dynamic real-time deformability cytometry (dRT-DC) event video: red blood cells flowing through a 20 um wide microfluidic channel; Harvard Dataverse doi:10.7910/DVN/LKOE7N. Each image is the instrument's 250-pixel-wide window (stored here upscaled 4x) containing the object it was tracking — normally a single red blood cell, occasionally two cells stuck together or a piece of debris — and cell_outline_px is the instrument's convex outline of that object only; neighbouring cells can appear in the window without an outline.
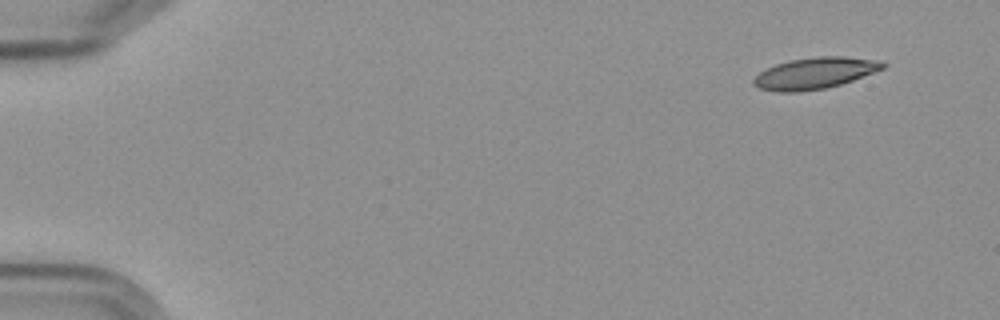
{"species": "Egyptian fruit bat (a non-hibernating species)", "species_latin": "Rousettus aegyptiacus", "temperature_condition": "cold", "stored_images_in_passage": 6, "camera_frame_rate_fps": 3000, "um_per_image_px": 0.085, "frame": {"image": 1, "passage_image": 1, "time_ms": 0.0, "image_size_px": [1000, 320], "cell_outline_px": [[888, 64], [884, 68], [852, 80], [840, 84], [824, 88], [800, 92], [780, 92], [760, 88], [752, 84], [752, 80], [760, 72], [776, 64], [788, 60], [816, 56], [844, 56], [880, 60]], "centroid_in_image_um": [69.27, 6.21], "position_along_channel_um": 15.7, "area_um2": 23.58}}
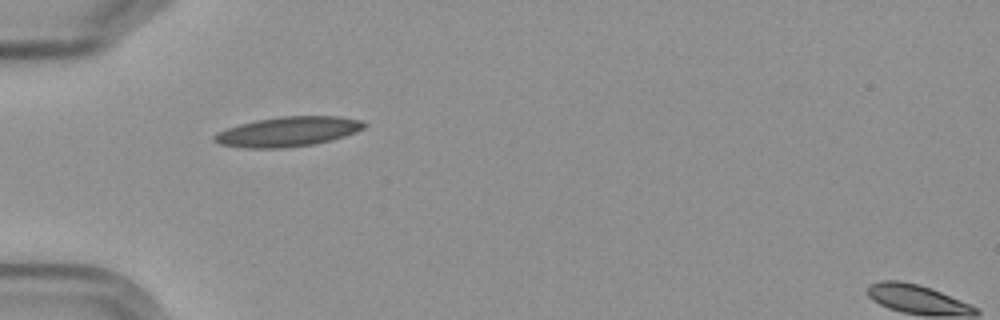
{"frame": {"image": 2, "passage_image": 5, "time_ms": 4.667, "image_size_px": [1000, 320], "cell_outline_px": [[368, 124], [364, 128], [356, 132], [344, 136], [312, 144], [280, 148], [248, 148], [220, 144], [212, 140], [212, 136], [216, 132], [240, 124], [256, 120], [280, 116], [340, 116], [364, 120]], "centroid_in_image_um": [24.48, 11.17], "position_along_channel_um": 60.5, "area_um2": 25.95}}